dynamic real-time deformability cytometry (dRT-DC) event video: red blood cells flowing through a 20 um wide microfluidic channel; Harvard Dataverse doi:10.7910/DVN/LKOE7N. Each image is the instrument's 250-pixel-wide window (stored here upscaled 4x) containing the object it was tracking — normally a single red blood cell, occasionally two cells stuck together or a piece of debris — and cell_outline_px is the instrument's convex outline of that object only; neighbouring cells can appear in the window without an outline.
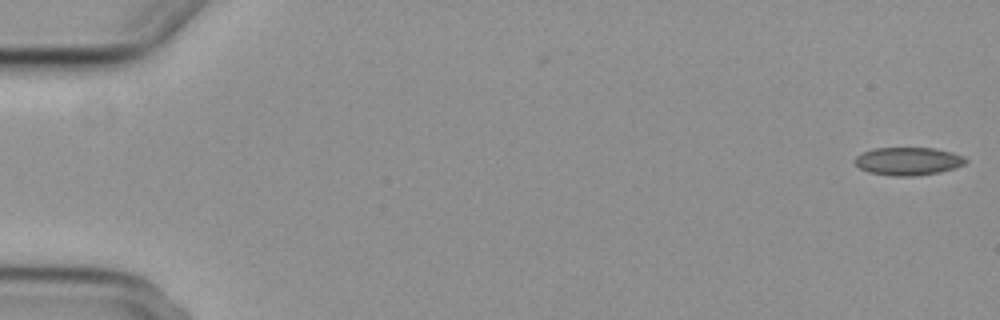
{"species": "common noctule bat (a hibernating species)", "species_latin": "Nyctalus noctula", "temperature_condition": "cold", "stored_images_in_passage": 6, "camera_frame_rate_fps": 3000, "um_per_image_px": 0.085, "animal": {"sex": "female", "body_mass_g": 29.2, "forearm_length_mm": 56.3}, "frame": {"image": 1, "passage_image": 1, "time_ms": 0.0, "image_size_px": [1000, 320], "cell_outline_px": [[968, 160], [964, 164], [956, 168], [940, 172], [912, 176], [892, 176], [868, 172], [860, 168], [856, 164], [856, 156], [860, 152], [872, 148], [932, 148], [952, 152], [964, 156]], "centroid_in_image_um": [77.19, 13.7], "position_along_channel_um": 7.8, "area_um2": 18.15}}
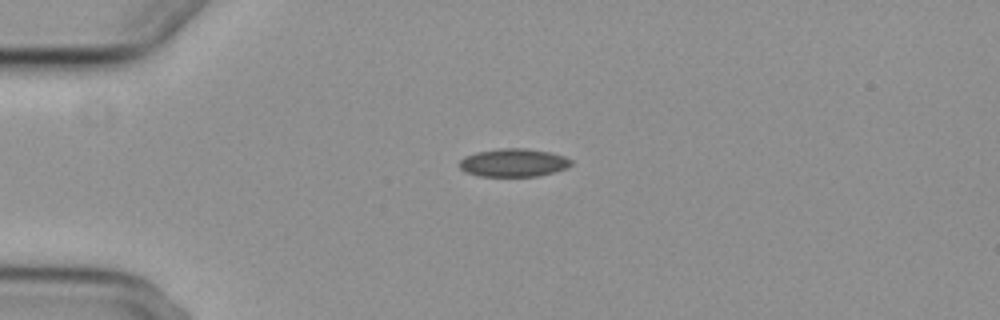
{"frame": {"image": 2, "passage_image": 4, "time_ms": 4.333, "image_size_px": [1000, 320], "cell_outline_px": [[572, 164], [564, 168], [552, 172], [536, 176], [480, 176], [464, 172], [460, 168], [460, 160], [464, 156], [476, 152], [500, 148], [528, 148], [548, 152], [564, 156], [572, 160]], "centroid_in_image_um": [43.61, 13.82], "position_along_channel_um": 41.4, "area_um2": 18.21}}
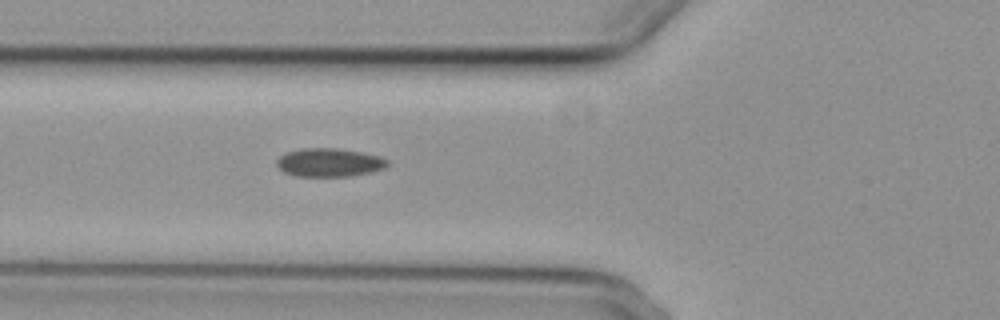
{"frame": {"image": 3, "passage_image": 6, "time_ms": 6.667, "image_size_px": [1000, 320], "cell_outline_px": [[388, 164], [384, 168], [372, 172], [352, 176], [296, 176], [284, 172], [276, 164], [276, 160], [284, 152], [304, 148], [336, 148], [364, 152], [380, 156], [388, 160]], "centroid_in_image_um": [27.99, 13.8], "position_along_channel_um": 97.8, "area_um2": 18.5}}